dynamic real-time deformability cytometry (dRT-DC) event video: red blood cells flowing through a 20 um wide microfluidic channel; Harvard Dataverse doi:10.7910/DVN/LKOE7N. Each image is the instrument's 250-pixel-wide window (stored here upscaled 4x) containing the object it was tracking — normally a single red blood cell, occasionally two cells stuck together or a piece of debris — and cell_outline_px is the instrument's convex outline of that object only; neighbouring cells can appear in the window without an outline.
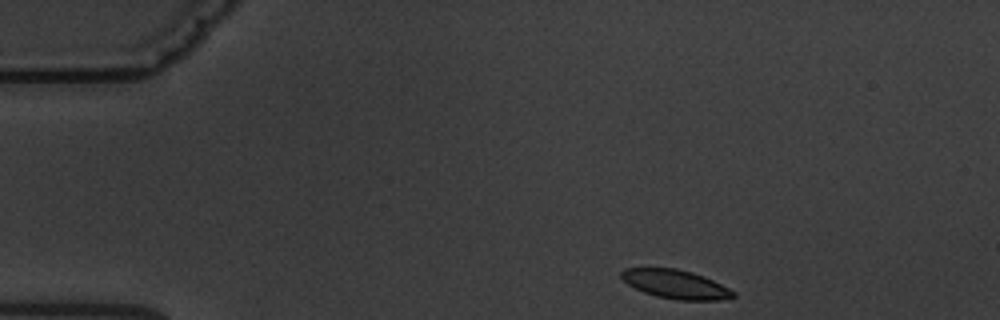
{"species": "common noctule bat (a hibernating species)", "species_latin": "Nyctalus noctula", "temperature_condition": "warm", "stored_images_in_passage": 4, "camera_frame_rate_fps": 3000, "um_per_image_px": 0.085, "animal": {"sex": "male", "body_mass_g": 19.5, "forearm_length_mm": 54.6}, "frame": {"image": 1, "passage_image": 1, "time_ms": 0.0, "image_size_px": [1000, 320], "cell_outline_px": [[736, 296], [720, 300], [676, 300], [656, 296], [644, 292], [628, 284], [620, 276], [620, 272], [624, 268], [676, 268], [692, 272], [704, 276], [736, 292]], "centroid_in_image_um": [57.42, 24.16], "position_along_channel_um": 27.6, "area_um2": 18.73}}
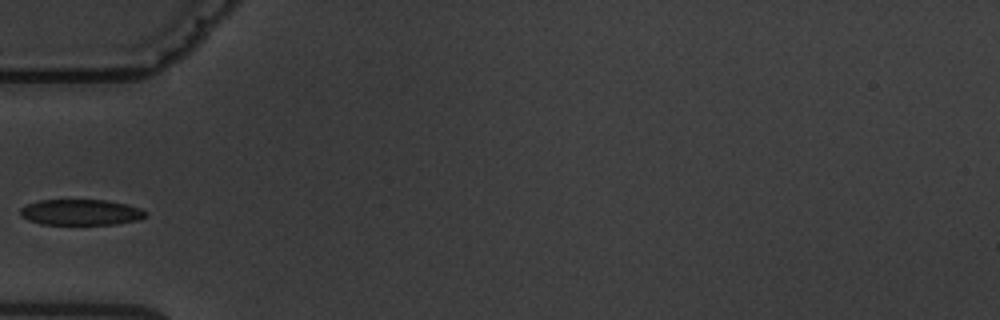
{"frame": {"image": 2, "passage_image": 4, "time_ms": 3.333, "image_size_px": [1000, 320], "cell_outline_px": [[148, 216], [140, 220], [116, 224], [40, 224], [28, 220], [20, 216], [20, 208], [28, 204], [40, 200], [108, 200], [128, 204], [140, 208], [148, 212]], "centroid_in_image_um": [6.92, 18.04], "position_along_channel_um": 78.1, "area_um2": 19.07}}